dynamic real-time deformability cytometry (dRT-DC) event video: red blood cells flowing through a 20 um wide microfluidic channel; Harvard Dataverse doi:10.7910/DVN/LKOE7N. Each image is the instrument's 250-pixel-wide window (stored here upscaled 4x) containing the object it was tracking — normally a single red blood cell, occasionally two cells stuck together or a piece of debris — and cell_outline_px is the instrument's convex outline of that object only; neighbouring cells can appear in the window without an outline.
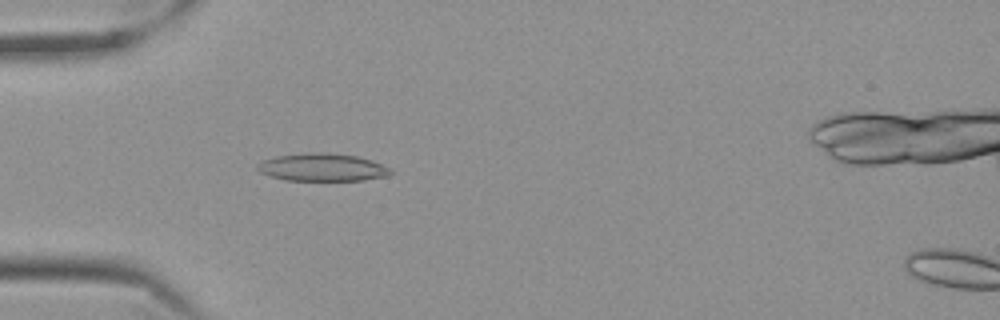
{"species": "Egyptian fruit bat (a non-hibernating species)", "species_latin": "Rousettus aegyptiacus", "temperature_condition": "cold", "stored_images_in_passage": 58, "camera_frame_rate_fps": 3000, "um_per_image_px": 0.085, "frame": {"image": 1, "passage_image": 18, "time_ms": 5.667, "image_size_px": [1000, 320], "cell_outline_px": [[392, 172], [388, 176], [364, 180], [288, 180], [272, 176], [260, 172], [256, 168], [260, 160], [276, 156], [312, 152], [356, 156], [372, 160], [388, 168]], "centroid_in_image_um": [27.37, 14.22], "position_along_channel_um": 57.6, "area_um2": 21.15}}
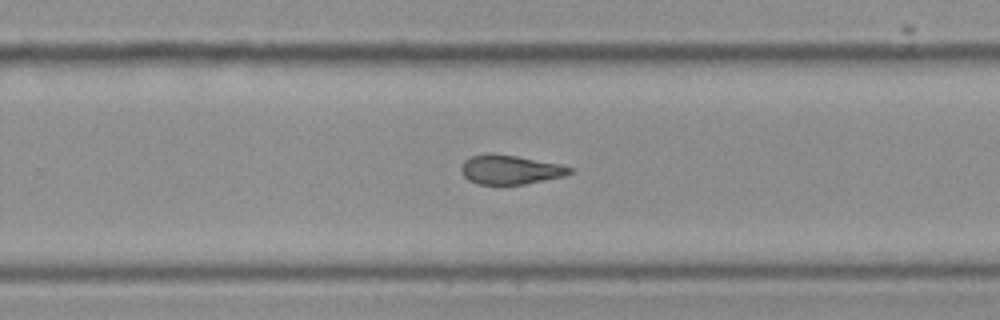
{"frame": {"image": 2, "passage_image": 38, "time_ms": 12.333, "image_size_px": [1000, 320], "cell_outline_px": [[572, 172], [564, 176], [524, 184], [476, 184], [468, 180], [464, 176], [460, 168], [464, 160], [472, 156], [488, 152], [492, 152], [516, 156], [560, 164], [572, 168]], "centroid_in_image_um": [43.32, 14.41], "position_along_channel_um": 286.5, "area_um2": 18.5}}
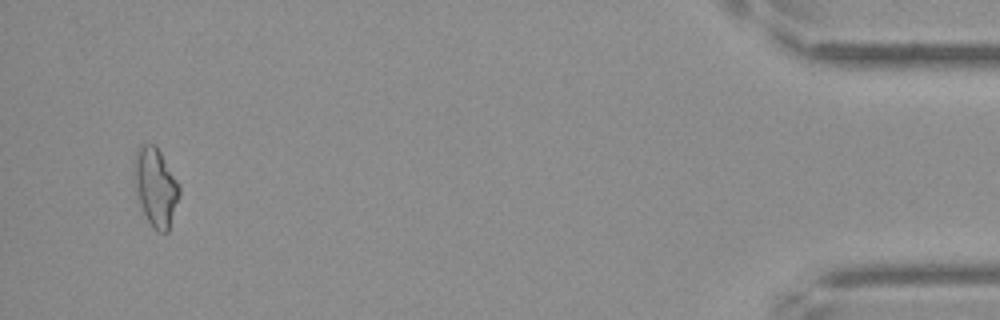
{"frame": {"image": 3, "passage_image": 56, "time_ms": 18.333, "image_size_px": [1000, 320], "cell_outline_px": [[180, 192], [168, 232], [156, 232], [148, 220], [136, 196], [132, 172], [132, 168], [136, 148], [140, 144], [156, 144], [180, 184]], "centroid_in_image_um": [13.19, 15.84], "position_along_channel_um": 422.0, "area_um2": 21.04}, "authors_computed_cell_mechanics": {"area_um2": 19.8543, "velocity_mm_per_s": 3.5147, "shape_relaxation_time_tau1_ms": 9.9351, "shape_relaxation_time_tau2_ms": 3.9902, "deformation_change_tau1": 0.2145, "deformation_change_tau2": 0.1206}}